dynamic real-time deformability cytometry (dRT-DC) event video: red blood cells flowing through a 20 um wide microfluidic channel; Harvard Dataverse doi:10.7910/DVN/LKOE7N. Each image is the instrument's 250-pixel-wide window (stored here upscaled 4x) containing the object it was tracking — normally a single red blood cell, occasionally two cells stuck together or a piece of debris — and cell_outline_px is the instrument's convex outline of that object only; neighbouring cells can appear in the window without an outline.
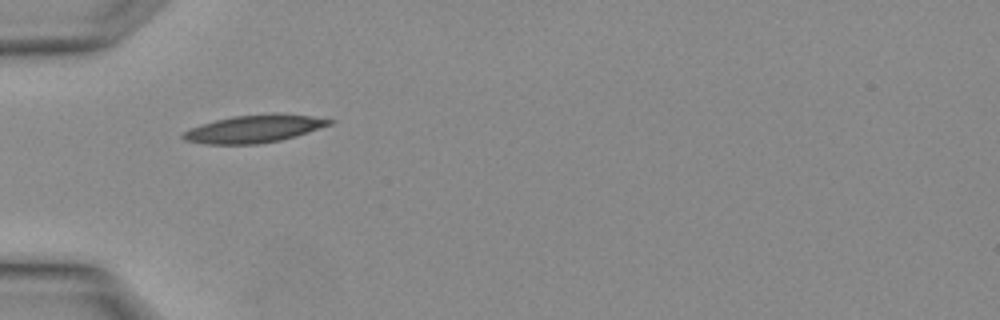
{"species": "Egyptian fruit bat (a non-hibernating species)", "species_latin": "Rousettus aegyptiacus", "temperature_condition": "warm", "stored_images_in_passage": 3, "camera_frame_rate_fps": 3000, "um_per_image_px": 0.085, "animal": {"sex": "female"}, "frame": {"image": 1, "passage_image": 3, "time_ms": 0.667, "image_size_px": [1000, 320], "cell_outline_px": [[332, 124], [280, 140], [256, 144], [204, 144], [184, 140], [180, 136], [184, 132], [192, 128], [216, 120], [232, 116], [276, 112], [308, 116], [332, 120]], "centroid_in_image_um": [21.56, 10.94], "position_along_channel_um": 63.4, "area_um2": 23.24}}